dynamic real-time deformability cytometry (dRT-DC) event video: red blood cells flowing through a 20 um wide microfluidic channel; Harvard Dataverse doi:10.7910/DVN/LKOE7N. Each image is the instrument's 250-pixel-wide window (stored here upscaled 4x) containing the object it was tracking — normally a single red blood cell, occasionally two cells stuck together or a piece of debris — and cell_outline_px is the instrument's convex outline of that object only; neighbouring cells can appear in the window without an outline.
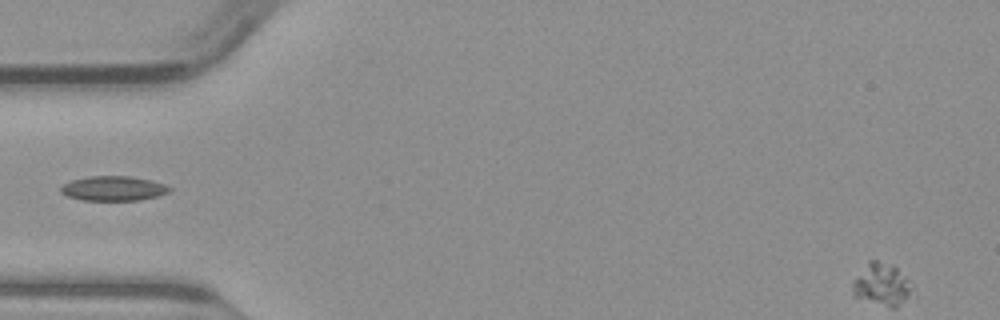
{"species": "common noctule bat (a hibernating species)", "species_latin": "Nyctalus noctula", "temperature_condition": "warm", "stored_images_in_passage": 35, "camera_frame_rate_fps": 3000, "um_per_image_px": 0.085, "animal": {"sex": "male", "body_mass_g": 23.1, "forearm_length_mm": 52.7}, "frame": {"image": 1, "passage_image": 1, "time_ms": 0.0, "image_size_px": [1000, 320], "cell_outline_px": [[172, 188], [168, 192], [156, 196], [140, 200], [84, 200], [68, 196], [60, 192], [60, 188], [64, 184], [72, 180], [88, 176], [128, 176], [148, 180], [164, 184]], "centroid_in_image_um": [9.61, 16.01], "position_along_channel_um": 75.4, "area_um2": 15.37}}
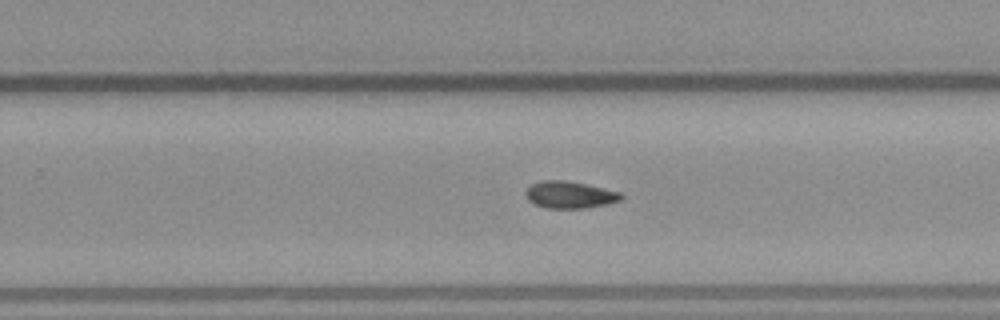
{"frame": {"image": 2, "passage_image": 16, "time_ms": 5.0, "image_size_px": [1000, 320], "cell_outline_px": [[624, 196], [620, 200], [608, 204], [588, 208], [544, 208], [528, 200], [524, 192], [532, 184], [544, 180], [564, 180], [584, 184], [620, 192]], "centroid_in_image_um": [48.42, 16.57], "position_along_channel_um": 281.4, "area_um2": 14.91}}
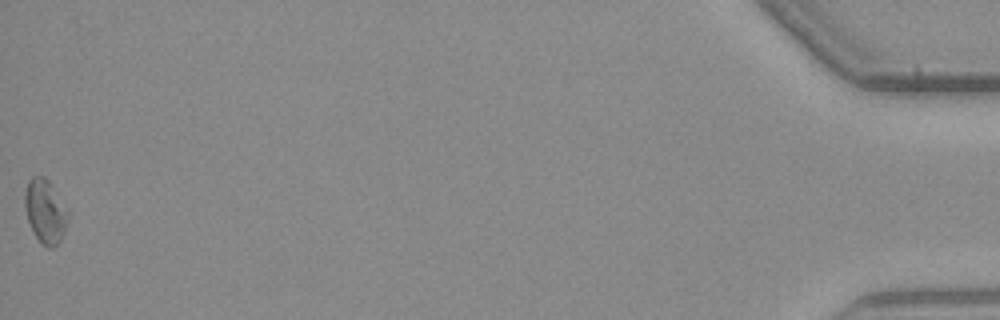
{"frame": {"image": 3, "passage_image": 35, "time_ms": 11.333, "image_size_px": [1000, 320], "cell_outline_px": [[68, 220], [64, 232], [60, 240], [52, 248], [48, 248], [36, 236], [28, 220], [24, 204], [24, 192], [28, 180], [32, 176], [44, 176], [48, 180], [68, 208]], "centroid_in_image_um": [3.85, 17.91], "position_along_channel_um": 431.4, "area_um2": 15.95}}